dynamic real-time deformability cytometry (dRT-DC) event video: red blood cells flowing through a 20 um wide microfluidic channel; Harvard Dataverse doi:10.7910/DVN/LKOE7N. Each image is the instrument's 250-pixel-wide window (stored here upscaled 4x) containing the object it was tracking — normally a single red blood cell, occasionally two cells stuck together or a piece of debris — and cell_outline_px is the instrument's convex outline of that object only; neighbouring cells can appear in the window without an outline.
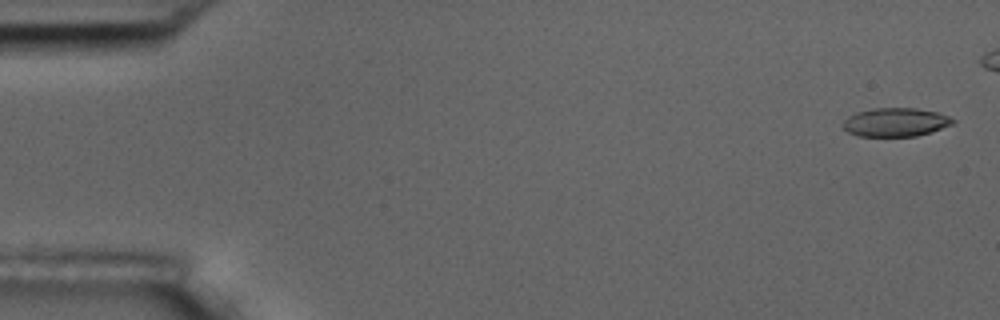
{"species": "common noctule bat (a hibernating species)", "species_latin": "Nyctalus noctula", "temperature_condition": "room temperature", "stored_images_in_passage": 3, "camera_frame_rate_fps": 3000, "um_per_image_px": 0.085, "animal": {"sex": "male", "body_mass_g": 17.5, "forearm_length_mm": 52.3}, "frame": {"image": 1, "passage_image": 1, "time_ms": 0.0, "image_size_px": [1000, 320], "cell_outline_px": [[956, 120], [952, 124], [916, 136], [860, 136], [848, 132], [840, 124], [848, 116], [856, 112], [872, 108], [916, 108], [940, 112]], "centroid_in_image_um": [76.09, 10.37], "position_along_channel_um": 8.9, "area_um2": 18.32}}